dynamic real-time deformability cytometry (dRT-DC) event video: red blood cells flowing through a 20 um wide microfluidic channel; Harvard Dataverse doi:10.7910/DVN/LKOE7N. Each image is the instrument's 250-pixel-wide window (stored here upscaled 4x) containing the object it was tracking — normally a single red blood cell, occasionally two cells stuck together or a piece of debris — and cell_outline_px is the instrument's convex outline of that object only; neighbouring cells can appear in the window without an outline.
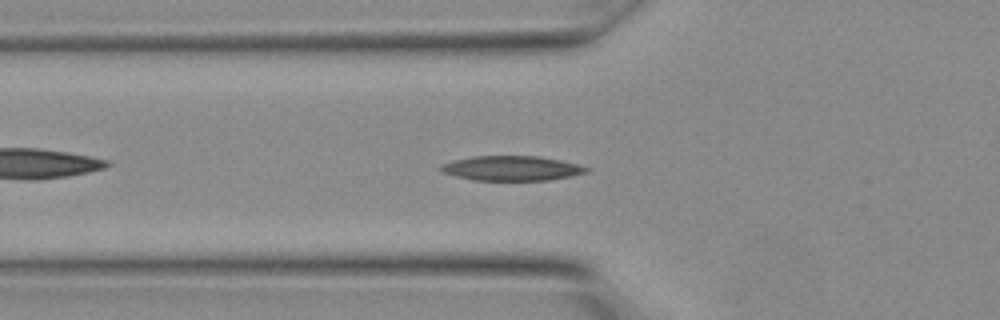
{"species": "Egyptian fruit bat (a non-hibernating species)", "species_latin": "Rousettus aegyptiacus", "temperature_condition": "warm", "stored_images_in_passage": 15, "camera_frame_rate_fps": 3000, "um_per_image_px": 0.085, "animal": {"sex": "female"}, "frame": {"image": 1, "passage_image": 11, "time_ms": 3.333, "image_size_px": [1000, 320], "cell_outline_px": [[592, 168], [588, 172], [572, 176], [548, 180], [476, 180], [456, 176], [440, 172], [440, 164], [452, 160], [472, 156], [540, 156], [560, 160]], "centroid_in_image_um": [43.48, 14.3], "position_along_channel_um": 82.3, "area_um2": 21.1}}
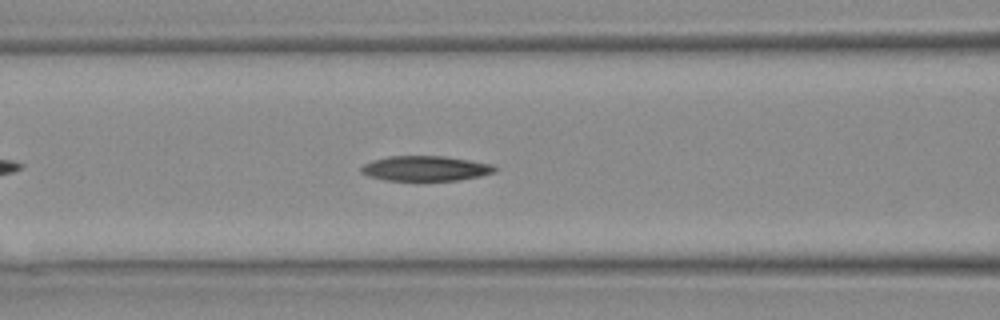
{"frame": {"image": 2, "passage_image": 13, "time_ms": 4.0, "image_size_px": [1000, 320], "cell_outline_px": [[500, 168], [496, 172], [480, 176], [456, 180], [388, 180], [368, 176], [360, 172], [360, 168], [364, 164], [372, 160], [388, 156], [444, 156], [468, 160], [488, 164]], "centroid_in_image_um": [36.15, 14.31], "position_along_channel_um": 130.5, "area_um2": 19.36}}
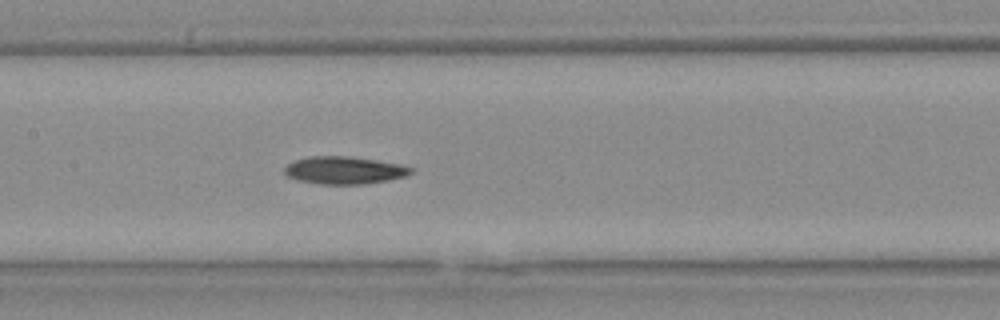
{"frame": {"image": 3, "passage_image": 15, "time_ms": 4.667, "image_size_px": [1000, 320], "cell_outline_px": [[412, 172], [404, 176], [388, 180], [364, 184], [320, 184], [296, 180], [288, 176], [284, 172], [284, 168], [288, 164], [296, 160], [312, 156], [348, 156], [376, 160], [400, 164], [412, 168]], "centroid_in_image_um": [29.24, 14.47], "position_along_channel_um": 178.2, "area_um2": 20.11}}